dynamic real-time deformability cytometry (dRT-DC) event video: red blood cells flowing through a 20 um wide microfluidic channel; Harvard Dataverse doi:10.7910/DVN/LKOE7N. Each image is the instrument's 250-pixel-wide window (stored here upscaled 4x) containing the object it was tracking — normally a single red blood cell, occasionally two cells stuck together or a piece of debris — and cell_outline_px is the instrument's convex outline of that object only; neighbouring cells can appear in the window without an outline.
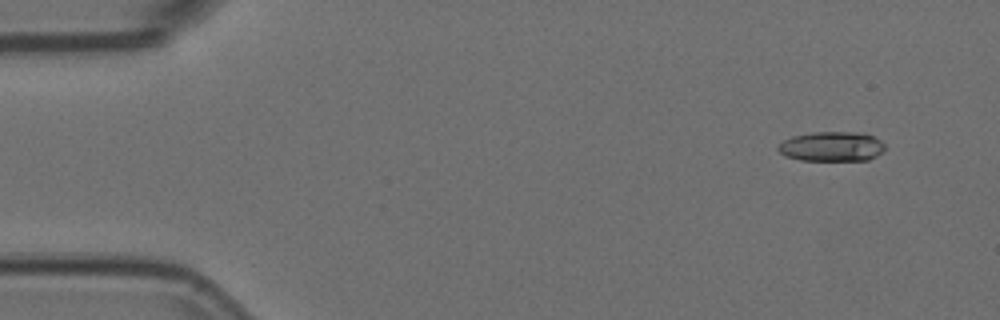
{"species": "Egyptian fruit bat (a non-hibernating species)", "species_latin": "Rousettus aegyptiacus", "temperature_condition": "room temperature", "stored_images_in_passage": 5, "camera_frame_rate_fps": 3000, "um_per_image_px": 0.085, "animal": {"sex": "female"}, "frame": {"image": 1, "passage_image": 2, "time_ms": 0.333, "image_size_px": [1000, 320], "cell_outline_px": [[884, 148], [876, 156], [868, 160], [800, 160], [784, 156], [776, 148], [784, 140], [792, 136], [812, 132], [856, 132], [872, 136], [880, 140], [884, 144]], "centroid_in_image_um": [70.66, 12.45], "position_along_channel_um": 14.3, "area_um2": 18.38}}
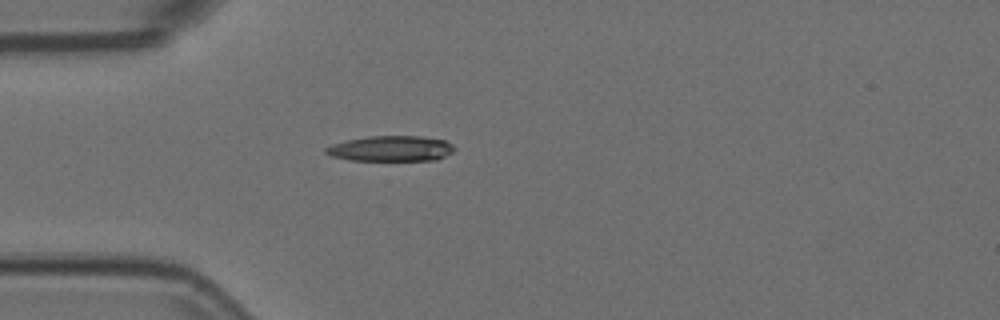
{"frame": {"image": 2, "passage_image": 5, "time_ms": 1.333, "image_size_px": [1000, 320], "cell_outline_px": [[456, 148], [452, 152], [436, 160], [348, 160], [332, 156], [324, 152], [324, 148], [332, 144], [348, 140], [368, 136], [420, 136], [444, 140], [452, 144]], "centroid_in_image_um": [33.22, 12.63], "position_along_channel_um": 51.8, "area_um2": 19.02}}